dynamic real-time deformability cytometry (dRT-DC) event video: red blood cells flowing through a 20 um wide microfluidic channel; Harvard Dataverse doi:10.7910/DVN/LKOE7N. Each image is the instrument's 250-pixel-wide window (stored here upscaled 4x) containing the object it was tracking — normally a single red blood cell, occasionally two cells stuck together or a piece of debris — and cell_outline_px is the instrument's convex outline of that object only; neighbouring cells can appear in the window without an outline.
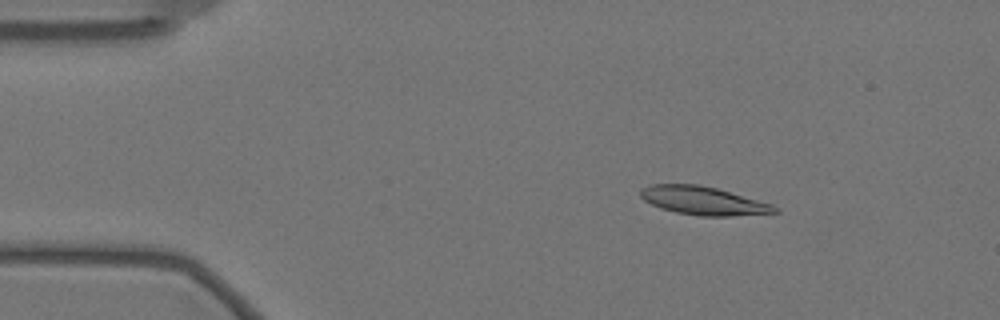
{"species": "Egyptian fruit bat (a non-hibernating species)", "species_latin": "Rousettus aegyptiacus", "temperature_condition": "warm", "stored_images_in_passage": 58, "camera_frame_rate_fps": 3000, "um_per_image_px": 0.085, "animal": {"sex": "female"}, "frame": {"image": 1, "passage_image": 9, "time_ms": 2.667, "image_size_px": [1000, 320], "cell_outline_px": [[780, 212], [732, 216], [700, 216], [676, 212], [660, 208], [644, 200], [640, 196], [640, 188], [652, 184], [696, 184], [716, 188], [772, 204], [780, 208]], "centroid_in_image_um": [59.78, 17.06], "position_along_channel_um": 25.2, "area_um2": 22.14}}
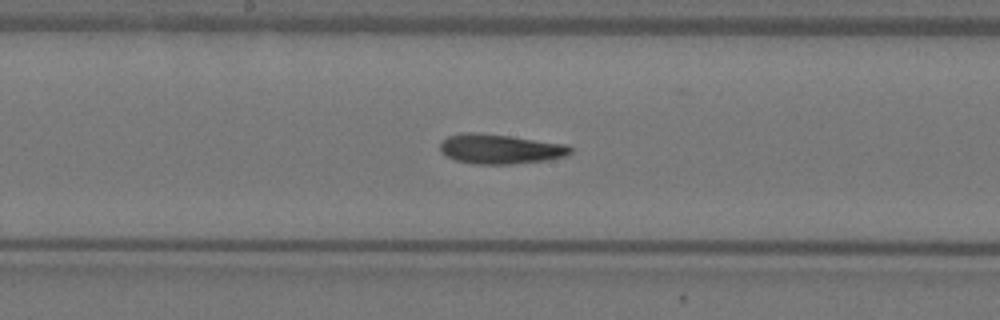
{"frame": {"image": 2, "passage_image": 30, "time_ms": 9.667, "image_size_px": [1000, 320], "cell_outline_px": [[572, 152], [568, 156], [548, 160], [512, 164], [472, 164], [456, 160], [440, 152], [440, 140], [448, 136], [460, 132], [480, 132], [568, 144], [572, 148]], "centroid_in_image_um": [42.51, 12.66], "position_along_channel_um": 205.7, "area_um2": 22.95}}
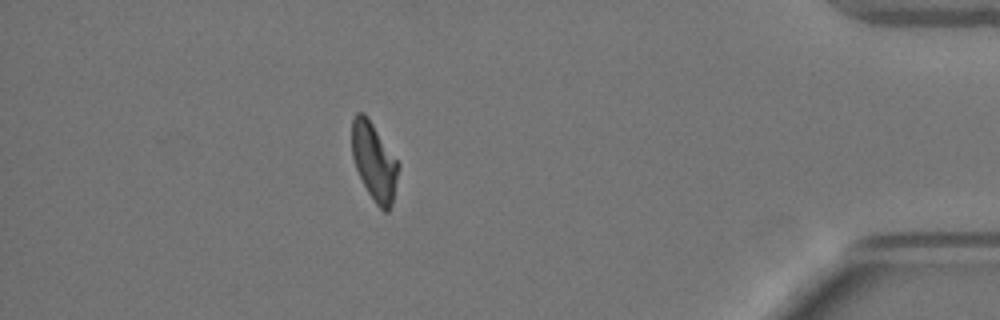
{"frame": {"image": 3, "passage_image": 51, "time_ms": 16.667, "image_size_px": [1000, 320], "cell_outline_px": [[400, 168], [392, 204], [388, 212], [384, 212], [376, 204], [368, 192], [356, 168], [352, 156], [352, 120], [356, 112], [364, 112], [368, 116], [400, 164]], "centroid_in_image_um": [31.82, 13.72], "position_along_channel_um": 403.4, "area_um2": 21.15}, "authors_computed_cell_mechanics": {"area_um2": 22.1085, "velocity_mm_per_s": 3.4948, "shape_relaxation_time_tau1_ms": null, "shape_relaxation_time_tau2_ms": 4.0429, "deformation_change_tau1": null, "deformation_change_tau2": 0.1264}}